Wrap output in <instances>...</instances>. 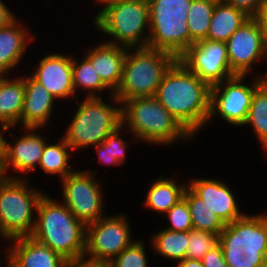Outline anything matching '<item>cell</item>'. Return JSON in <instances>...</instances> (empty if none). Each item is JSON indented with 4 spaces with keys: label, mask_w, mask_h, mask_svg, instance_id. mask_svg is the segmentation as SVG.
I'll use <instances>...</instances> for the list:
<instances>
[{
    "label": "cell",
    "mask_w": 267,
    "mask_h": 267,
    "mask_svg": "<svg viewBox=\"0 0 267 267\" xmlns=\"http://www.w3.org/2000/svg\"><path fill=\"white\" fill-rule=\"evenodd\" d=\"M155 97L193 137L210 122L211 87L178 59L163 76Z\"/></svg>",
    "instance_id": "6da1fadb"
},
{
    "label": "cell",
    "mask_w": 267,
    "mask_h": 267,
    "mask_svg": "<svg viewBox=\"0 0 267 267\" xmlns=\"http://www.w3.org/2000/svg\"><path fill=\"white\" fill-rule=\"evenodd\" d=\"M32 238L47 245L66 260L83 258L86 226L59 201L44 194L37 206Z\"/></svg>",
    "instance_id": "7a4b0ae2"
},
{
    "label": "cell",
    "mask_w": 267,
    "mask_h": 267,
    "mask_svg": "<svg viewBox=\"0 0 267 267\" xmlns=\"http://www.w3.org/2000/svg\"><path fill=\"white\" fill-rule=\"evenodd\" d=\"M176 60L173 54L164 50L148 46L128 48L122 80L111 100L120 105L133 98L155 96L163 76Z\"/></svg>",
    "instance_id": "3957f363"
},
{
    "label": "cell",
    "mask_w": 267,
    "mask_h": 267,
    "mask_svg": "<svg viewBox=\"0 0 267 267\" xmlns=\"http://www.w3.org/2000/svg\"><path fill=\"white\" fill-rule=\"evenodd\" d=\"M122 125L128 126L136 140L156 145L167 146L178 139L193 138L155 96L124 101Z\"/></svg>",
    "instance_id": "277c9868"
},
{
    "label": "cell",
    "mask_w": 267,
    "mask_h": 267,
    "mask_svg": "<svg viewBox=\"0 0 267 267\" xmlns=\"http://www.w3.org/2000/svg\"><path fill=\"white\" fill-rule=\"evenodd\" d=\"M148 3L147 46L167 51L178 59L190 47L187 11L192 0H148Z\"/></svg>",
    "instance_id": "5b68a950"
},
{
    "label": "cell",
    "mask_w": 267,
    "mask_h": 267,
    "mask_svg": "<svg viewBox=\"0 0 267 267\" xmlns=\"http://www.w3.org/2000/svg\"><path fill=\"white\" fill-rule=\"evenodd\" d=\"M85 97L78 100V110L63 137L72 151L102 143L122 125V104L111 106L102 97Z\"/></svg>",
    "instance_id": "8992f818"
},
{
    "label": "cell",
    "mask_w": 267,
    "mask_h": 267,
    "mask_svg": "<svg viewBox=\"0 0 267 267\" xmlns=\"http://www.w3.org/2000/svg\"><path fill=\"white\" fill-rule=\"evenodd\" d=\"M43 195L21 176L8 178L0 185V236L3 239L12 240L32 234L35 226L33 211H37Z\"/></svg>",
    "instance_id": "52a82bcc"
},
{
    "label": "cell",
    "mask_w": 267,
    "mask_h": 267,
    "mask_svg": "<svg viewBox=\"0 0 267 267\" xmlns=\"http://www.w3.org/2000/svg\"><path fill=\"white\" fill-rule=\"evenodd\" d=\"M94 26L113 37L108 43L126 48L146 47L149 41L148 0H124L105 9ZM147 33V35H145ZM116 40V41H115Z\"/></svg>",
    "instance_id": "ba28073f"
},
{
    "label": "cell",
    "mask_w": 267,
    "mask_h": 267,
    "mask_svg": "<svg viewBox=\"0 0 267 267\" xmlns=\"http://www.w3.org/2000/svg\"><path fill=\"white\" fill-rule=\"evenodd\" d=\"M130 224L125 215L101 217L86 226L83 258L100 264H108L134 241ZM89 256V258H88Z\"/></svg>",
    "instance_id": "9c48e42d"
},
{
    "label": "cell",
    "mask_w": 267,
    "mask_h": 267,
    "mask_svg": "<svg viewBox=\"0 0 267 267\" xmlns=\"http://www.w3.org/2000/svg\"><path fill=\"white\" fill-rule=\"evenodd\" d=\"M97 171H73L62 181V202L85 226L96 222L104 213L103 191L96 180Z\"/></svg>",
    "instance_id": "30bf717a"
},
{
    "label": "cell",
    "mask_w": 267,
    "mask_h": 267,
    "mask_svg": "<svg viewBox=\"0 0 267 267\" xmlns=\"http://www.w3.org/2000/svg\"><path fill=\"white\" fill-rule=\"evenodd\" d=\"M245 77L235 75L211 87L209 120L218 114L227 123L235 126L244 125L253 94L265 81L264 77L260 76L248 86L242 83Z\"/></svg>",
    "instance_id": "8fae6325"
},
{
    "label": "cell",
    "mask_w": 267,
    "mask_h": 267,
    "mask_svg": "<svg viewBox=\"0 0 267 267\" xmlns=\"http://www.w3.org/2000/svg\"><path fill=\"white\" fill-rule=\"evenodd\" d=\"M178 60L210 87L235 76L229 66L225 42L201 40L191 45Z\"/></svg>",
    "instance_id": "7c38bea8"
},
{
    "label": "cell",
    "mask_w": 267,
    "mask_h": 267,
    "mask_svg": "<svg viewBox=\"0 0 267 267\" xmlns=\"http://www.w3.org/2000/svg\"><path fill=\"white\" fill-rule=\"evenodd\" d=\"M225 43L234 75L246 76L257 61L264 58L267 61V39L254 17H250Z\"/></svg>",
    "instance_id": "4fadbf2b"
},
{
    "label": "cell",
    "mask_w": 267,
    "mask_h": 267,
    "mask_svg": "<svg viewBox=\"0 0 267 267\" xmlns=\"http://www.w3.org/2000/svg\"><path fill=\"white\" fill-rule=\"evenodd\" d=\"M218 243L222 249L243 250L246 257L267 258V213L245 214L225 224Z\"/></svg>",
    "instance_id": "5bb4252c"
},
{
    "label": "cell",
    "mask_w": 267,
    "mask_h": 267,
    "mask_svg": "<svg viewBox=\"0 0 267 267\" xmlns=\"http://www.w3.org/2000/svg\"><path fill=\"white\" fill-rule=\"evenodd\" d=\"M32 77L56 99L75 97L72 55L50 54L42 58Z\"/></svg>",
    "instance_id": "9a60e30c"
},
{
    "label": "cell",
    "mask_w": 267,
    "mask_h": 267,
    "mask_svg": "<svg viewBox=\"0 0 267 267\" xmlns=\"http://www.w3.org/2000/svg\"><path fill=\"white\" fill-rule=\"evenodd\" d=\"M187 186L214 211L224 224L232 223L243 214L231 189L219 179H194Z\"/></svg>",
    "instance_id": "2e32d148"
},
{
    "label": "cell",
    "mask_w": 267,
    "mask_h": 267,
    "mask_svg": "<svg viewBox=\"0 0 267 267\" xmlns=\"http://www.w3.org/2000/svg\"><path fill=\"white\" fill-rule=\"evenodd\" d=\"M6 255L8 267H63L66 259L31 236L11 240Z\"/></svg>",
    "instance_id": "e0dca14e"
},
{
    "label": "cell",
    "mask_w": 267,
    "mask_h": 267,
    "mask_svg": "<svg viewBox=\"0 0 267 267\" xmlns=\"http://www.w3.org/2000/svg\"><path fill=\"white\" fill-rule=\"evenodd\" d=\"M24 129L27 130L26 134L24 133L20 138L18 136V139L13 141L14 145L6 140V171L10 166H13V170L27 173L39 165L46 138L44 139L42 135L36 133L39 128L27 127Z\"/></svg>",
    "instance_id": "ac0fdd59"
},
{
    "label": "cell",
    "mask_w": 267,
    "mask_h": 267,
    "mask_svg": "<svg viewBox=\"0 0 267 267\" xmlns=\"http://www.w3.org/2000/svg\"><path fill=\"white\" fill-rule=\"evenodd\" d=\"M54 100L50 94L31 75L25 78L24 106L21 114V125L24 128H41L47 125L53 112Z\"/></svg>",
    "instance_id": "d6986e66"
},
{
    "label": "cell",
    "mask_w": 267,
    "mask_h": 267,
    "mask_svg": "<svg viewBox=\"0 0 267 267\" xmlns=\"http://www.w3.org/2000/svg\"><path fill=\"white\" fill-rule=\"evenodd\" d=\"M126 47L108 42L100 43L89 49L85 58L94 66L102 81L115 92L122 80L123 63L127 53Z\"/></svg>",
    "instance_id": "ffe728a7"
},
{
    "label": "cell",
    "mask_w": 267,
    "mask_h": 267,
    "mask_svg": "<svg viewBox=\"0 0 267 267\" xmlns=\"http://www.w3.org/2000/svg\"><path fill=\"white\" fill-rule=\"evenodd\" d=\"M17 18L9 25L0 28V74L6 75L8 71L20 63L30 41L35 39L26 34V27L20 26ZM27 43V45H26Z\"/></svg>",
    "instance_id": "44dd1931"
},
{
    "label": "cell",
    "mask_w": 267,
    "mask_h": 267,
    "mask_svg": "<svg viewBox=\"0 0 267 267\" xmlns=\"http://www.w3.org/2000/svg\"><path fill=\"white\" fill-rule=\"evenodd\" d=\"M5 77V78H4ZM25 77L9 79L1 74L0 86V124L1 131L21 124V114L24 106Z\"/></svg>",
    "instance_id": "7402d4cb"
},
{
    "label": "cell",
    "mask_w": 267,
    "mask_h": 267,
    "mask_svg": "<svg viewBox=\"0 0 267 267\" xmlns=\"http://www.w3.org/2000/svg\"><path fill=\"white\" fill-rule=\"evenodd\" d=\"M250 17L233 5L224 2L214 7L207 39L226 42Z\"/></svg>",
    "instance_id": "603a6c76"
},
{
    "label": "cell",
    "mask_w": 267,
    "mask_h": 267,
    "mask_svg": "<svg viewBox=\"0 0 267 267\" xmlns=\"http://www.w3.org/2000/svg\"><path fill=\"white\" fill-rule=\"evenodd\" d=\"M187 184H177L174 178H162L154 181L145 199L146 207L158 213H167L180 199L183 198Z\"/></svg>",
    "instance_id": "cb8c5ba5"
},
{
    "label": "cell",
    "mask_w": 267,
    "mask_h": 267,
    "mask_svg": "<svg viewBox=\"0 0 267 267\" xmlns=\"http://www.w3.org/2000/svg\"><path fill=\"white\" fill-rule=\"evenodd\" d=\"M183 197L187 200L193 229L212 232L219 236L224 229L225 224L214 211L211 210L188 186L185 189Z\"/></svg>",
    "instance_id": "d4e9b609"
},
{
    "label": "cell",
    "mask_w": 267,
    "mask_h": 267,
    "mask_svg": "<svg viewBox=\"0 0 267 267\" xmlns=\"http://www.w3.org/2000/svg\"><path fill=\"white\" fill-rule=\"evenodd\" d=\"M151 239L156 254L175 261L186 258L189 231H171L165 228L153 235Z\"/></svg>",
    "instance_id": "484cf974"
},
{
    "label": "cell",
    "mask_w": 267,
    "mask_h": 267,
    "mask_svg": "<svg viewBox=\"0 0 267 267\" xmlns=\"http://www.w3.org/2000/svg\"><path fill=\"white\" fill-rule=\"evenodd\" d=\"M69 149L71 150V147L63 138L57 144L49 145V142H46L38 166L45 174H57L61 179L65 178L74 171L68 164Z\"/></svg>",
    "instance_id": "4316f807"
},
{
    "label": "cell",
    "mask_w": 267,
    "mask_h": 267,
    "mask_svg": "<svg viewBox=\"0 0 267 267\" xmlns=\"http://www.w3.org/2000/svg\"><path fill=\"white\" fill-rule=\"evenodd\" d=\"M215 3L206 0H192L187 11V26L190 32V46L207 39Z\"/></svg>",
    "instance_id": "83f0119b"
},
{
    "label": "cell",
    "mask_w": 267,
    "mask_h": 267,
    "mask_svg": "<svg viewBox=\"0 0 267 267\" xmlns=\"http://www.w3.org/2000/svg\"><path fill=\"white\" fill-rule=\"evenodd\" d=\"M73 58L72 56V78L75 93L78 88H83L89 90L87 97H101L100 93L105 89L110 90L111 95L114 94L85 57L80 63Z\"/></svg>",
    "instance_id": "f1b7e54d"
},
{
    "label": "cell",
    "mask_w": 267,
    "mask_h": 267,
    "mask_svg": "<svg viewBox=\"0 0 267 267\" xmlns=\"http://www.w3.org/2000/svg\"><path fill=\"white\" fill-rule=\"evenodd\" d=\"M253 130L267 152V82L264 81L254 92L245 125Z\"/></svg>",
    "instance_id": "f546056e"
},
{
    "label": "cell",
    "mask_w": 267,
    "mask_h": 267,
    "mask_svg": "<svg viewBox=\"0 0 267 267\" xmlns=\"http://www.w3.org/2000/svg\"><path fill=\"white\" fill-rule=\"evenodd\" d=\"M124 126L121 125L115 131L111 132L108 137L96 147L99 163L106 165H122L125 160V149L127 142L120 138V131Z\"/></svg>",
    "instance_id": "4dcf8cb0"
},
{
    "label": "cell",
    "mask_w": 267,
    "mask_h": 267,
    "mask_svg": "<svg viewBox=\"0 0 267 267\" xmlns=\"http://www.w3.org/2000/svg\"><path fill=\"white\" fill-rule=\"evenodd\" d=\"M219 236L212 232L192 229L189 231V242L186 258L202 260L203 256L216 246Z\"/></svg>",
    "instance_id": "1f68e13d"
},
{
    "label": "cell",
    "mask_w": 267,
    "mask_h": 267,
    "mask_svg": "<svg viewBox=\"0 0 267 267\" xmlns=\"http://www.w3.org/2000/svg\"><path fill=\"white\" fill-rule=\"evenodd\" d=\"M144 242L134 240L126 249L122 250L107 265L109 267H147V257Z\"/></svg>",
    "instance_id": "d6a6232c"
},
{
    "label": "cell",
    "mask_w": 267,
    "mask_h": 267,
    "mask_svg": "<svg viewBox=\"0 0 267 267\" xmlns=\"http://www.w3.org/2000/svg\"><path fill=\"white\" fill-rule=\"evenodd\" d=\"M170 221L168 230L171 231H190L193 229L190 210L187 200L183 197L167 213Z\"/></svg>",
    "instance_id": "836d02e7"
},
{
    "label": "cell",
    "mask_w": 267,
    "mask_h": 267,
    "mask_svg": "<svg viewBox=\"0 0 267 267\" xmlns=\"http://www.w3.org/2000/svg\"><path fill=\"white\" fill-rule=\"evenodd\" d=\"M228 267H263L267 258H251L239 249H222Z\"/></svg>",
    "instance_id": "e575fe53"
},
{
    "label": "cell",
    "mask_w": 267,
    "mask_h": 267,
    "mask_svg": "<svg viewBox=\"0 0 267 267\" xmlns=\"http://www.w3.org/2000/svg\"><path fill=\"white\" fill-rule=\"evenodd\" d=\"M201 261L204 267H228L219 243L209 250Z\"/></svg>",
    "instance_id": "d590c367"
},
{
    "label": "cell",
    "mask_w": 267,
    "mask_h": 267,
    "mask_svg": "<svg viewBox=\"0 0 267 267\" xmlns=\"http://www.w3.org/2000/svg\"><path fill=\"white\" fill-rule=\"evenodd\" d=\"M236 9L245 12L249 17H255L261 7L263 0H224Z\"/></svg>",
    "instance_id": "8d00e7d4"
},
{
    "label": "cell",
    "mask_w": 267,
    "mask_h": 267,
    "mask_svg": "<svg viewBox=\"0 0 267 267\" xmlns=\"http://www.w3.org/2000/svg\"><path fill=\"white\" fill-rule=\"evenodd\" d=\"M15 14H12V11L9 10L8 6L0 0V28L9 25L16 18Z\"/></svg>",
    "instance_id": "74e56055"
},
{
    "label": "cell",
    "mask_w": 267,
    "mask_h": 267,
    "mask_svg": "<svg viewBox=\"0 0 267 267\" xmlns=\"http://www.w3.org/2000/svg\"><path fill=\"white\" fill-rule=\"evenodd\" d=\"M254 18L258 21L259 25L262 27L265 37L267 39V0H263L259 11Z\"/></svg>",
    "instance_id": "f35d334b"
},
{
    "label": "cell",
    "mask_w": 267,
    "mask_h": 267,
    "mask_svg": "<svg viewBox=\"0 0 267 267\" xmlns=\"http://www.w3.org/2000/svg\"><path fill=\"white\" fill-rule=\"evenodd\" d=\"M101 264L85 258L76 260H66L63 267H99Z\"/></svg>",
    "instance_id": "ab89813d"
},
{
    "label": "cell",
    "mask_w": 267,
    "mask_h": 267,
    "mask_svg": "<svg viewBox=\"0 0 267 267\" xmlns=\"http://www.w3.org/2000/svg\"><path fill=\"white\" fill-rule=\"evenodd\" d=\"M178 267H204L201 260L185 258L178 261Z\"/></svg>",
    "instance_id": "60d3db41"
},
{
    "label": "cell",
    "mask_w": 267,
    "mask_h": 267,
    "mask_svg": "<svg viewBox=\"0 0 267 267\" xmlns=\"http://www.w3.org/2000/svg\"><path fill=\"white\" fill-rule=\"evenodd\" d=\"M7 174L8 173L5 168V158H0V185H2L8 178H15Z\"/></svg>",
    "instance_id": "b9f144b4"
},
{
    "label": "cell",
    "mask_w": 267,
    "mask_h": 267,
    "mask_svg": "<svg viewBox=\"0 0 267 267\" xmlns=\"http://www.w3.org/2000/svg\"><path fill=\"white\" fill-rule=\"evenodd\" d=\"M100 4H105L104 7L102 8V10H100V12H98V14L96 15V17H94L95 19L108 7L118 4L119 2H122L124 0H97Z\"/></svg>",
    "instance_id": "7bdbcfd3"
},
{
    "label": "cell",
    "mask_w": 267,
    "mask_h": 267,
    "mask_svg": "<svg viewBox=\"0 0 267 267\" xmlns=\"http://www.w3.org/2000/svg\"><path fill=\"white\" fill-rule=\"evenodd\" d=\"M6 140L0 131V158H5Z\"/></svg>",
    "instance_id": "ee69618b"
},
{
    "label": "cell",
    "mask_w": 267,
    "mask_h": 267,
    "mask_svg": "<svg viewBox=\"0 0 267 267\" xmlns=\"http://www.w3.org/2000/svg\"><path fill=\"white\" fill-rule=\"evenodd\" d=\"M206 1H210V2H213L215 4L220 3V2H224V0H206Z\"/></svg>",
    "instance_id": "f6af8a7d"
},
{
    "label": "cell",
    "mask_w": 267,
    "mask_h": 267,
    "mask_svg": "<svg viewBox=\"0 0 267 267\" xmlns=\"http://www.w3.org/2000/svg\"><path fill=\"white\" fill-rule=\"evenodd\" d=\"M99 267H109L107 264H101Z\"/></svg>",
    "instance_id": "bcb514c9"
}]
</instances>
